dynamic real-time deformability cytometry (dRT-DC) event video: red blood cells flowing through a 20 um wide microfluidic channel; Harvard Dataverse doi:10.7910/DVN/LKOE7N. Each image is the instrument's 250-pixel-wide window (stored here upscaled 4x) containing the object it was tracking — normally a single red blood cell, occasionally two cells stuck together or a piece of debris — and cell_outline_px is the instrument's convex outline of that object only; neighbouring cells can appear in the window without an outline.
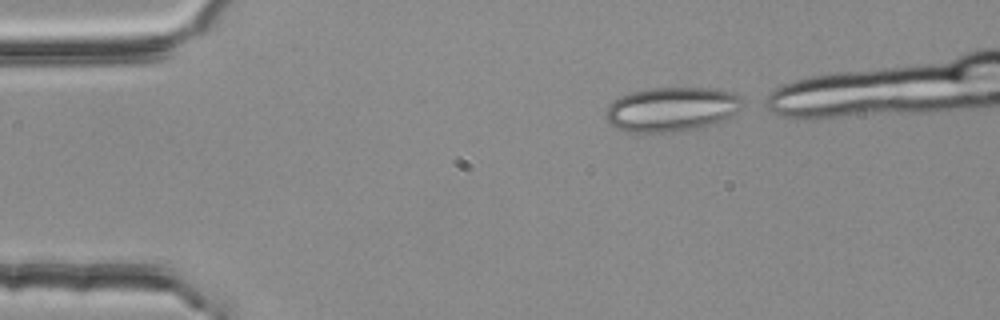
{"species": "common noctule bat (a hibernating species)", "species_latin": "Nyctalus noctula", "temperature_condition": "room temperature", "stored_images_in_passage": 39, "camera_frame_rate_fps": 3000, "um_per_image_px": 0.085, "animal": {"sex": "female", "body_mass_g": 25.1}, "frame": {"image": 1, "passage_image": 1, "time_ms": 0.0, "image_size_px": [1000, 320], "cell_outline_px": [[748, 104], [724, 120], [700, 128], [652, 136], [628, 132], [616, 128], [608, 124], [604, 120], [604, 112], [608, 104], [620, 96], [632, 92], [652, 88], [716, 88], [732, 92], [748, 100]], "centroid_in_image_um": [57.08, 9.33], "position_along_channel_um": 27.9, "area_um2": 36.88}}
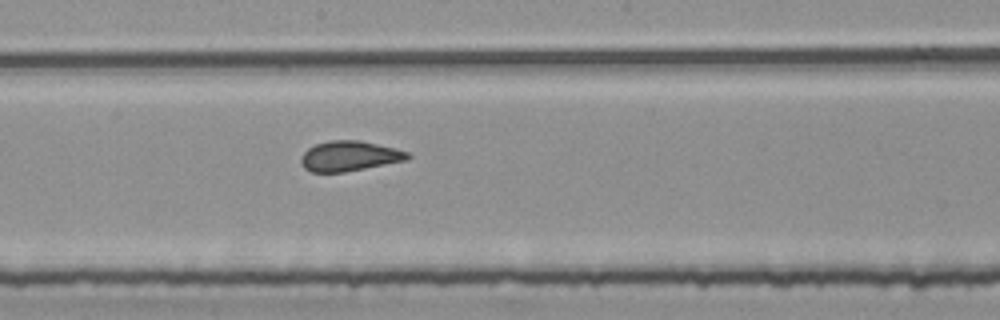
{"frame": {"image": 2, "passage_image": 21, "time_ms": 6.667, "image_size_px": [1000, 320], "cell_outline_px": [[412, 156], [408, 160], [344, 172], [312, 172], [304, 168], [300, 160], [300, 156], [308, 148], [316, 144], [328, 140], [360, 140], [396, 148], [408, 152]], "centroid_in_image_um": [29.71, 13.26], "position_along_channel_um": 218.5, "area_um2": 18.84}}
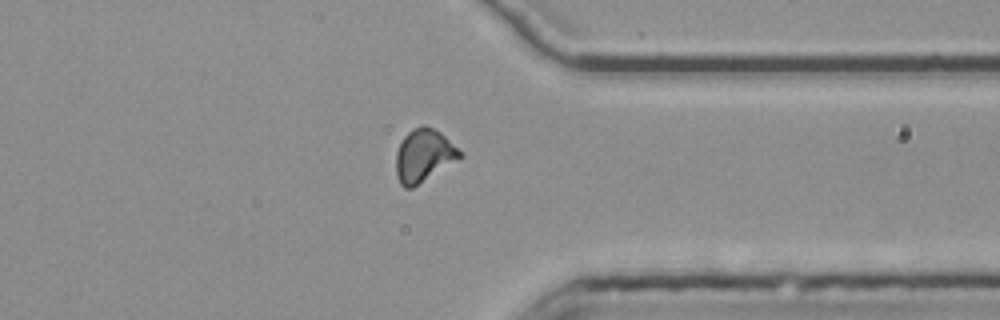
{"frame": {"image": 3, "passage_image": 34, "time_ms": 11.0, "image_size_px": [1000, 320], "cell_outline_px": [[464, 156], [460, 160], [412, 188], [404, 188], [400, 184], [396, 172], [396, 152], [404, 136], [412, 128], [420, 124], [424, 124], [440, 132]], "centroid_in_image_um": [36.02, 13.23], "position_along_channel_um": 375.4, "area_um2": 19.71}, "authors_computed_cell_mechanics": {"area_um2": 19.0162, "velocity_mm_per_s": 3.7557, "shape_relaxation_time_tau1_ms": null, "shape_relaxation_time_tau2_ms": 1.2622, "deformation_change_tau1": null, "deformation_change_tau2": 0.0924}}